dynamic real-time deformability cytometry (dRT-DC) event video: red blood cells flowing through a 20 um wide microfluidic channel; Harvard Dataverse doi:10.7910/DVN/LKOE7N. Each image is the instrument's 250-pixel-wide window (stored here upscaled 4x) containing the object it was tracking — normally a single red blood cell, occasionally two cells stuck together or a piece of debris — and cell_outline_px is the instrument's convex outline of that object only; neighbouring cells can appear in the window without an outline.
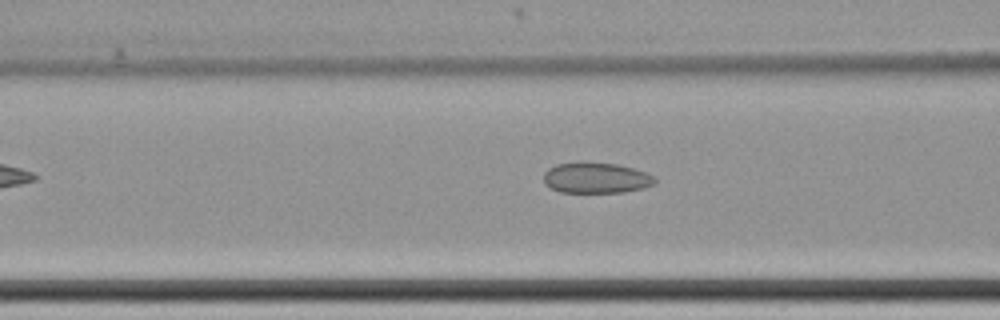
{"species": "common noctule bat (a hibernating species)", "species_latin": "Nyctalus noctula", "temperature_condition": "cold", "stored_images_in_passage": 31, "camera_frame_rate_fps": 3000, "um_per_image_px": 0.085, "animal": {"sex": "female", "body_mass_g": 22.7, "forearm_length_mm": 54.2}, "frame": {"image": 1, "passage_image": 6, "time_ms": 1.667, "image_size_px": [1000, 320], "cell_outline_px": [[656, 184], [644, 188], [624, 192], [560, 192], [544, 184], [544, 172], [548, 168], [556, 164], [576, 160], [588, 160], [616, 164], [632, 168], [644, 172], [652, 176], [656, 180]], "centroid_in_image_um": [50.62, 15.08], "position_along_channel_um": 116.0, "area_um2": 20.4}}
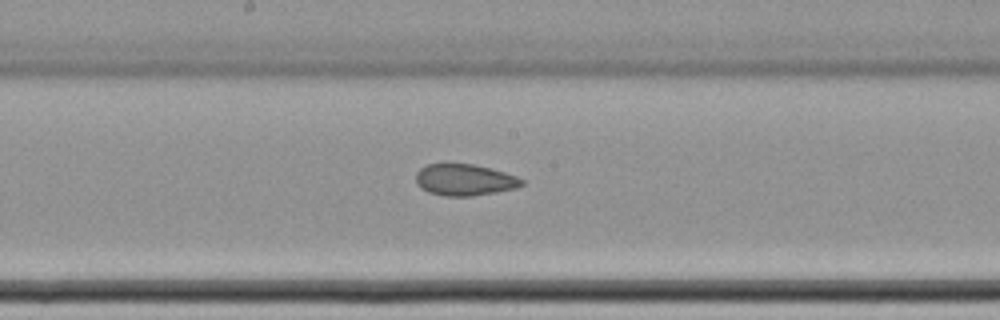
{"frame": {"image": 2, "passage_image": 14, "time_ms": 4.333, "image_size_px": [1000, 320], "cell_outline_px": [[524, 184], [516, 188], [496, 192], [472, 196], [444, 196], [428, 192], [420, 188], [416, 184], [416, 172], [420, 168], [428, 164], [472, 164], [492, 168], [516, 176], [524, 180]], "centroid_in_image_um": [39.48, 15.29], "position_along_channel_um": 208.7, "area_um2": 19.54}}
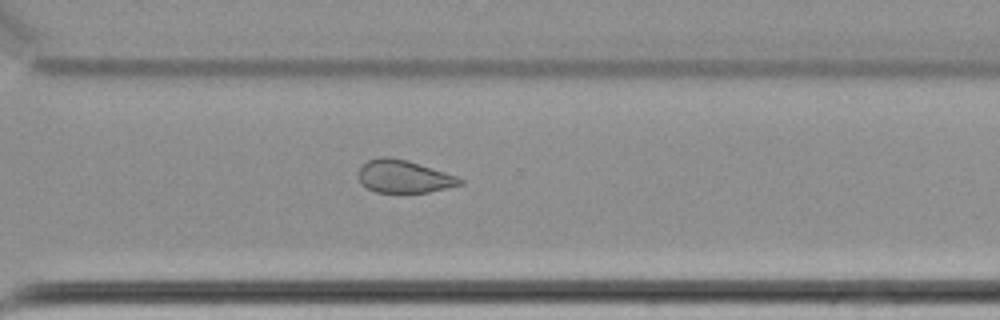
{"frame": {"image": 3, "passage_image": 25, "time_ms": 8.0, "image_size_px": [1000, 320], "cell_outline_px": [[464, 184], [428, 192], [400, 196], [376, 192], [360, 184], [360, 168], [368, 160], [380, 156], [392, 156], [408, 160], [456, 176], [464, 180]], "centroid_in_image_um": [34.33, 15.04], "position_along_channel_um": 336.3, "area_um2": 20.0}}